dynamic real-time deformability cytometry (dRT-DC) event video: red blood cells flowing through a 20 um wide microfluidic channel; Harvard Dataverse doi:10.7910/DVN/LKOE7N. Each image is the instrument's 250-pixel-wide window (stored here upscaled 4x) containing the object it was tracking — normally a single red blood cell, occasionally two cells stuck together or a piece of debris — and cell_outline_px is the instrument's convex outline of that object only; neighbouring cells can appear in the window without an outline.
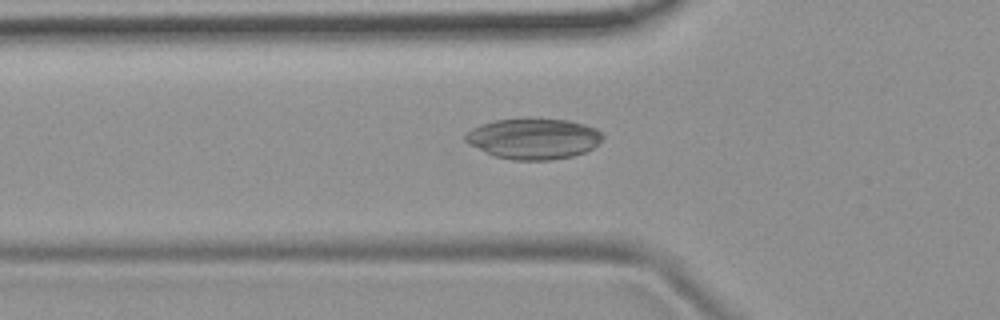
{"species": "common noctule bat (a hibernating species)", "species_latin": "Nyctalus noctula", "temperature_condition": "room temperature", "stored_images_in_passage": 53, "camera_frame_rate_fps": 3000, "um_per_image_px": 0.085, "animal": {"sex": "female", "body_mass_g": 19.9}, "frame": {"image": 1, "passage_image": 18, "time_ms": 5.667, "image_size_px": [1000, 320], "cell_outline_px": [[604, 136], [592, 148], [584, 152], [572, 156], [552, 160], [512, 160], [496, 156], [468, 144], [464, 140], [464, 132], [480, 124], [496, 120], [524, 116], [568, 120], [584, 124], [596, 128]], "centroid_in_image_um": [45.31, 11.75], "position_along_channel_um": 80.5, "area_um2": 33.18}}
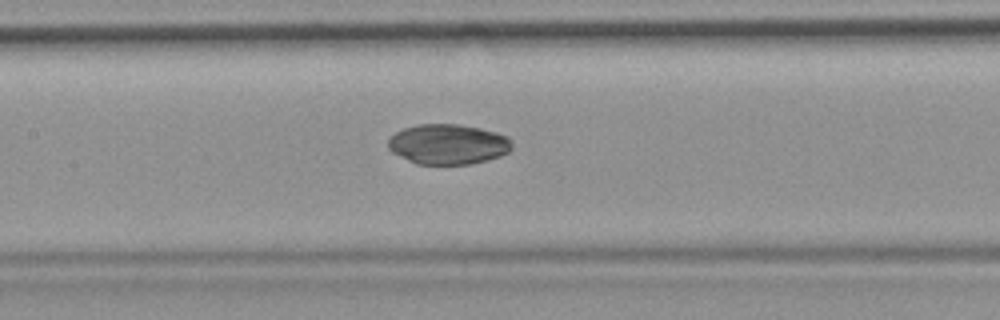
{"frame": {"image": 2, "passage_image": 25, "time_ms": 8.0, "image_size_px": [1000, 320], "cell_outline_px": [[512, 148], [508, 152], [500, 156], [488, 160], [472, 164], [416, 164], [392, 152], [388, 148], [388, 140], [396, 132], [404, 128], [416, 124], [460, 124], [480, 128], [496, 132], [508, 136], [512, 140]], "centroid_in_image_um": [38.11, 12.25], "position_along_channel_um": 169.3, "area_um2": 29.19}}
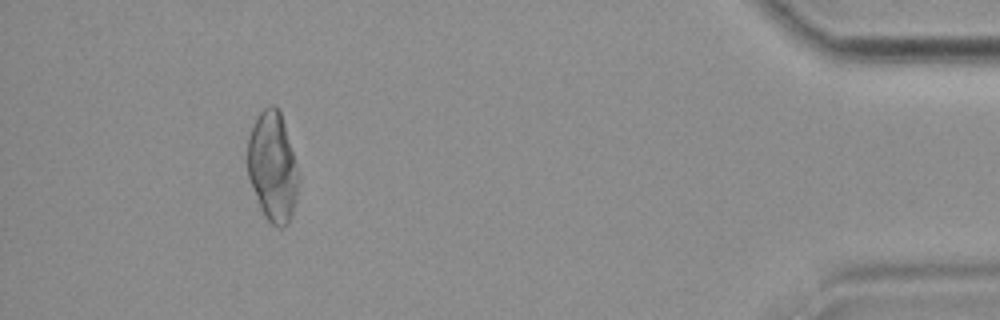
{"frame": {"image": 3, "passage_image": 49, "time_ms": 16.0, "image_size_px": [1000, 320], "cell_outline_px": [[300, 180], [296, 200], [292, 212], [284, 228], [280, 228], [272, 224], [264, 216], [248, 176], [248, 140], [252, 128], [260, 112], [268, 104], [276, 104], [280, 108]], "centroid_in_image_um": [23.18, 14.16], "position_along_channel_um": 412.0, "area_um2": 32.25}}